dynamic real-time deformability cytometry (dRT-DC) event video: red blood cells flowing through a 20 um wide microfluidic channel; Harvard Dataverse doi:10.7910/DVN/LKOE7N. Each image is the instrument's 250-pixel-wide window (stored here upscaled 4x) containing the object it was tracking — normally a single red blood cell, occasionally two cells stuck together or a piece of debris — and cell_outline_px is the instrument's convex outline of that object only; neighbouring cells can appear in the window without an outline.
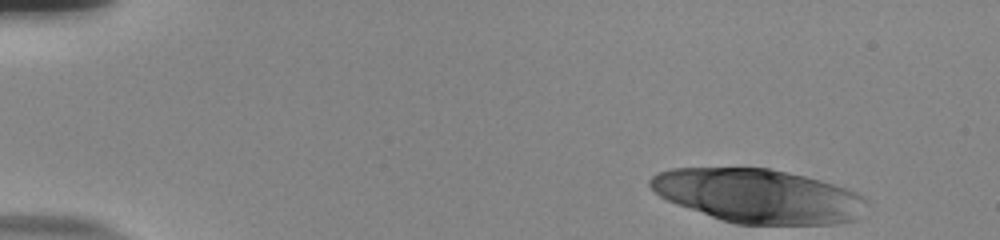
{"species": "human", "species_latin": "Homo sapiens", "temperature_condition": "room temperature", "stored_images_in_passage": 50, "camera_frame_rate_fps": 3000, "um_per_image_px": 0.085, "donor": {"sex": "male"}, "frame": {"image": 1, "passage_image": 1, "time_ms": 0.0, "image_size_px": [1000, 240], "cell_outline_px": [[864, 200], [852, 220], [832, 224], [736, 224], [712, 216], [668, 200], [660, 196], [648, 184], [648, 180], [652, 176], [660, 172], [672, 168], [768, 168], [788, 172], [820, 180], [856, 192]], "centroid_in_image_um": [64.37, 16.63], "position_along_channel_um": 20.6, "area_um2": 66.41}}